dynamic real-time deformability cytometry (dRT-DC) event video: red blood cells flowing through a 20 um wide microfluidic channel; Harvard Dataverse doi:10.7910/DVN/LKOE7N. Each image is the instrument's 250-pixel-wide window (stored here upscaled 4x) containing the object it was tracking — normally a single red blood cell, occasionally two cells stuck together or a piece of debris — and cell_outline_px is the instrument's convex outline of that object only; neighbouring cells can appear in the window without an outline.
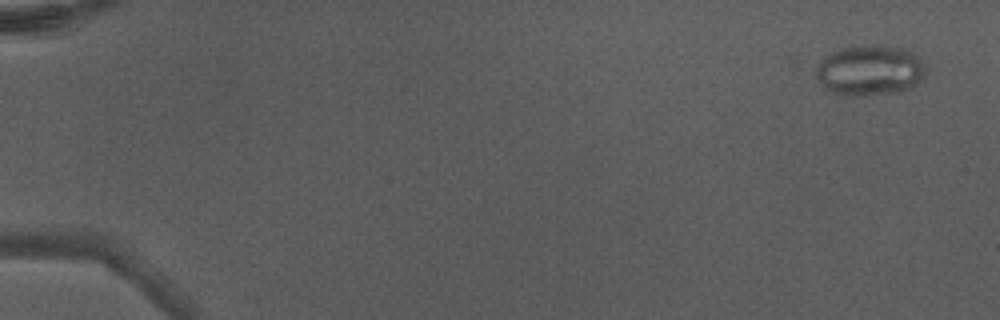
{"species": "Egyptian fruit bat (a non-hibernating species)", "species_latin": "Rousettus aegyptiacus", "temperature_condition": "warm", "stored_images_in_passage": 4, "camera_frame_rate_fps": 3000, "um_per_image_px": 0.085, "animal": {"sex": "male"}, "frame": {"image": 1, "passage_image": 1, "time_ms": 0.0, "image_size_px": [1000, 320], "cell_outline_px": [[924, 76], [912, 88], [900, 92], [860, 96], [852, 96], [832, 92], [824, 88], [816, 76], [816, 68], [824, 56], [832, 52], [856, 44], [876, 44], [908, 48], [920, 60], [924, 68]], "centroid_in_image_um": [73.93, 5.96], "position_along_channel_um": 11.1, "area_um2": 32.6}}